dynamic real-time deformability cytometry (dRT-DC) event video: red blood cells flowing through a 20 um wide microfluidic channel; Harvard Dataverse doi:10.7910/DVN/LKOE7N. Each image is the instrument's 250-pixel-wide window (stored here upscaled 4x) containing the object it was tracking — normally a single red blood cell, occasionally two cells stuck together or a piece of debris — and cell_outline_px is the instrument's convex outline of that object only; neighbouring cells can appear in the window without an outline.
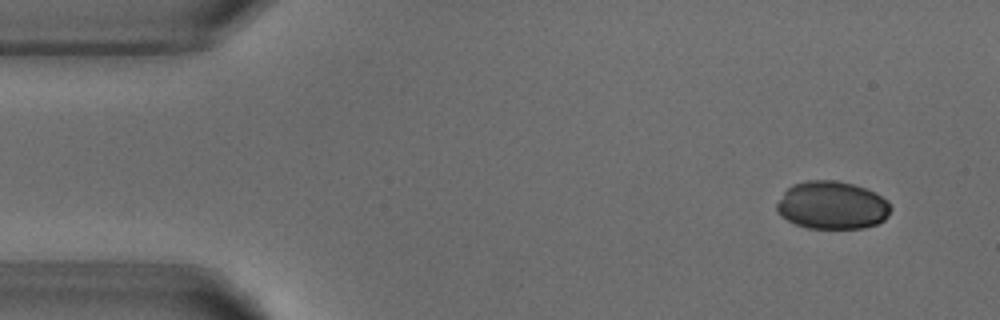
{"species": "common noctule bat (a hibernating species)", "species_latin": "Nyctalus noctula", "temperature_condition": "warm", "stored_images_in_passage": 4, "segment_of_instrument_passage": [1, 2], "camera_frame_rate_fps": 3000, "um_per_image_px": 0.085, "animal": {"sex": "male", "body_mass_g": 18.8}, "frame": {"image": 1, "passage_image": 1, "time_ms": 0.0, "image_size_px": [1000, 320], "cell_outline_px": [[892, 208], [888, 216], [884, 220], [876, 224], [864, 228], [808, 228], [796, 224], [780, 216], [776, 212], [776, 204], [784, 192], [792, 184], [808, 180], [836, 180], [852, 184], [876, 192], [888, 200]], "centroid_in_image_um": [70.74, 17.44], "position_along_channel_um": 14.3, "area_um2": 32.02}}